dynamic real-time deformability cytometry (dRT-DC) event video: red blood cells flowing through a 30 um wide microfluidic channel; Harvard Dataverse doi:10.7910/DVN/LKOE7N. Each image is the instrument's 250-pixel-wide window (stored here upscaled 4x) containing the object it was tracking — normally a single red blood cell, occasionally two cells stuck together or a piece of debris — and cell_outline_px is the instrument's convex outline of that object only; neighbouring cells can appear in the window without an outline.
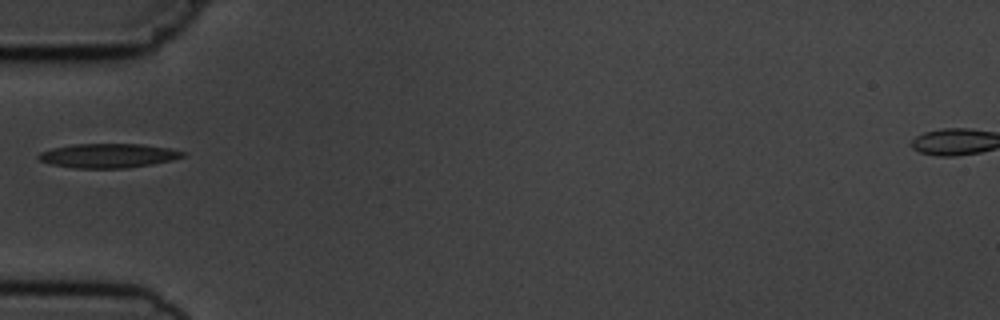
{"species": "common noctule bat (a hibernating species)", "species_latin": "Nyctalus noctula", "temperature_condition": "cold", "stored_images_in_passage": 1, "camera_frame_rate_fps": 3000, "um_per_image_px": 0.085, "animal": {"sex": "male", "body_mass_g": 19.5, "forearm_length_mm": 54.6}, "frame": {"image": 1, "passage_image": 1, "time_ms": 0.0, "image_size_px": [1000, 320], "cell_outline_px": [[188, 156], [172, 160], [152, 164], [124, 168], [72, 168], [52, 164], [40, 160], [36, 156], [40, 152], [52, 148], [72, 144], [144, 144], [168, 148], [188, 152]], "centroid_in_image_um": [9.24, 13.22], "position_along_channel_um": 75.8, "area_um2": 20.52}}